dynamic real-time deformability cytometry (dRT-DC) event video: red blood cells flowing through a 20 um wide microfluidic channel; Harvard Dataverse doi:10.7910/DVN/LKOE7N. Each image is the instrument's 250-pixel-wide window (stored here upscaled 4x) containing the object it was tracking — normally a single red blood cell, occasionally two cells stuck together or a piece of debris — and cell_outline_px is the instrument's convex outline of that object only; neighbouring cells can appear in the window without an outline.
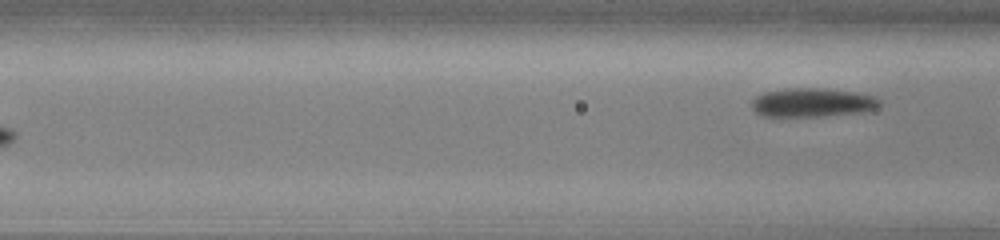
{"species": "common noctule bat (a hibernating species)", "species_latin": "Nyctalus noctula", "temperature_condition": "cold", "stored_images_in_passage": 24, "segment_of_instrument_passage": [2, 2], "camera_frame_rate_fps": 3000, "um_per_image_px": 0.085, "animal": {"sex": "male", "body_mass_g": 13.0, "forearm_length_mm": 53.1}, "frame": {"image": 1, "passage_image": 24, "time_ms": 7.667, "image_size_px": [1000, 240], "cell_outline_px": [[880, 104], [876, 108], [860, 112], [820, 116], [760, 116], [752, 108], [752, 100], [756, 96], [764, 92], [792, 88], [828, 88], [856, 92], [876, 96], [880, 100]], "centroid_in_image_um": [69.05, 8.7], "position_along_channel_um": 97.5, "area_um2": 21.5}}